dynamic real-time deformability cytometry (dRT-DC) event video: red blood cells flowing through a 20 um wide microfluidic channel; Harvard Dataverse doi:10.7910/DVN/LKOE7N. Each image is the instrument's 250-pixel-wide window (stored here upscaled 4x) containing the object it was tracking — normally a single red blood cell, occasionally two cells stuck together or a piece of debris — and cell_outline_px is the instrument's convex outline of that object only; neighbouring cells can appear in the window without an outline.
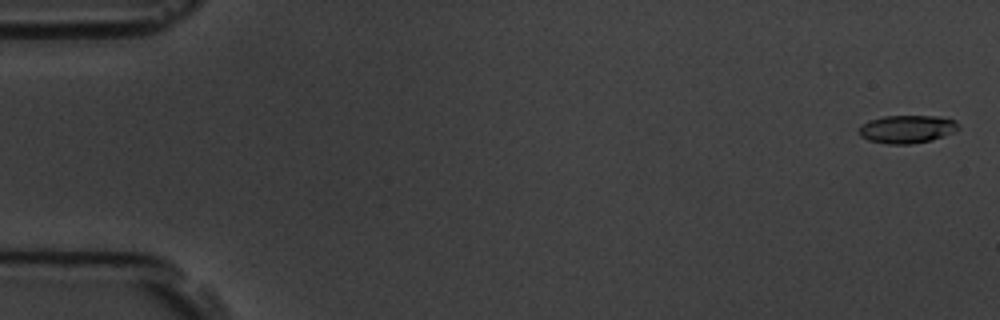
{"species": "common noctule bat (a hibernating species)", "species_latin": "Nyctalus noctula", "temperature_condition": "room temperature", "stored_images_in_passage": 58, "camera_frame_rate_fps": 3000, "um_per_image_px": 0.085, "animal": {"sex": "male", "body_mass_g": 19.5, "forearm_length_mm": 54.6}, "frame": {"image": 1, "passage_image": 2, "time_ms": 0.333, "image_size_px": [1000, 320], "cell_outline_px": [[960, 128], [944, 136], [932, 140], [912, 144], [888, 144], [868, 140], [860, 136], [860, 124], [868, 120], [884, 116], [936, 116], [956, 120], [960, 124]], "centroid_in_image_um": [77.1, 10.97], "position_along_channel_um": 7.9, "area_um2": 16.36}}
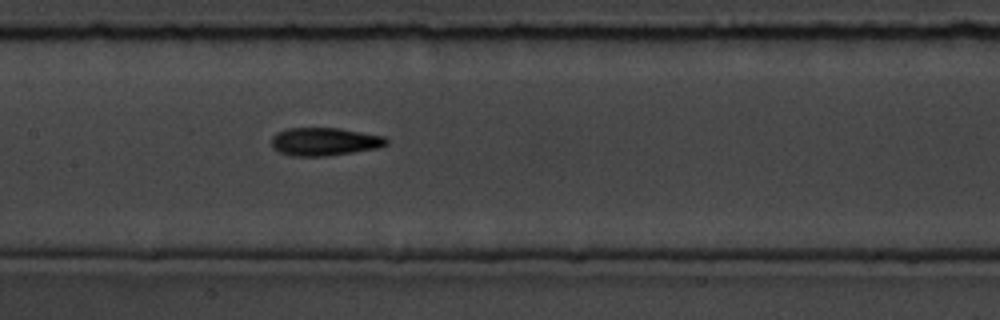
{"frame": {"image": 2, "passage_image": 29, "time_ms": 9.333, "image_size_px": [1000, 320], "cell_outline_px": [[388, 144], [380, 148], [324, 156], [292, 156], [280, 152], [272, 148], [272, 136], [276, 132], [288, 128], [340, 128], [384, 136], [388, 140]], "centroid_in_image_um": [27.59, 12.03], "position_along_channel_um": 179.8, "area_um2": 18.84}}
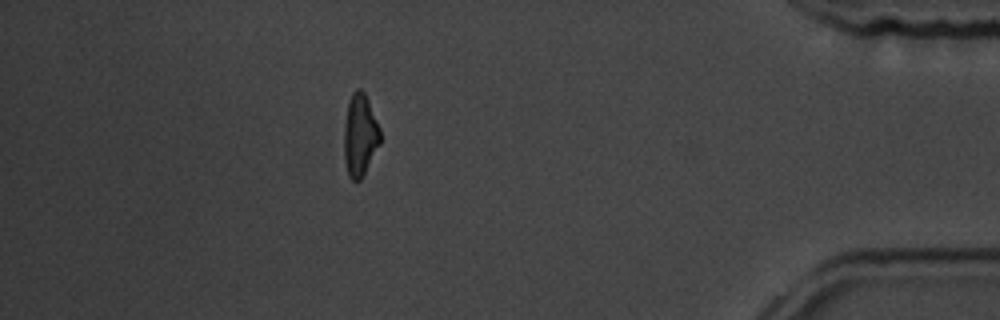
{"frame": {"image": 3, "passage_image": 52, "time_ms": 17.0, "image_size_px": [1000, 320], "cell_outline_px": [[380, 144], [360, 180], [352, 180], [348, 176], [344, 160], [344, 124], [348, 104], [352, 92], [356, 88], [360, 88], [364, 92], [368, 100], [380, 128]], "centroid_in_image_um": [30.59, 11.48], "position_along_channel_um": 404.6, "area_um2": 17.28}, "authors_computed_cell_mechanics": {"area_um2": 17.7157, "velocity_mm_per_s": 3.5462, "shape_relaxation_time_tau1_ms": 3.9547, "shape_relaxation_time_tau2_ms": 3.0722, "deformation_change_tau1": 0.1937, "deformation_change_tau2": 0.1201}}